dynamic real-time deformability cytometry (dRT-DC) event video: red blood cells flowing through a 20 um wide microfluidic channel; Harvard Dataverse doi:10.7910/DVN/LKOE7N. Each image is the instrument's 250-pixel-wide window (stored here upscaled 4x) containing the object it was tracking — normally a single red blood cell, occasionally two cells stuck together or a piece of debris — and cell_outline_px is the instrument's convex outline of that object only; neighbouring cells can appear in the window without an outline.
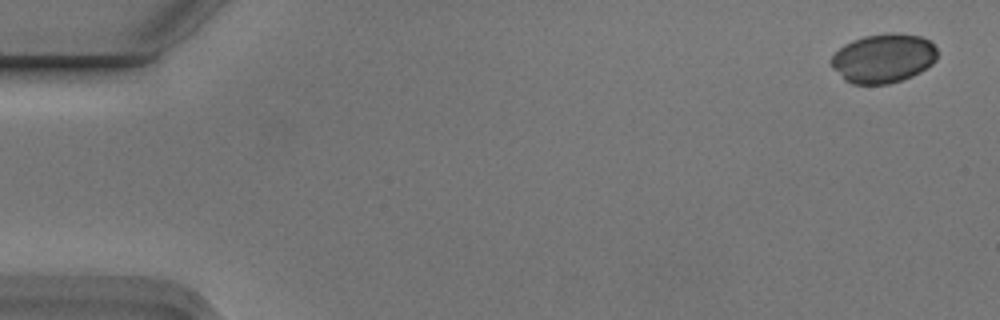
{"species": "Egyptian fruit bat (a non-hibernating species)", "species_latin": "Rousettus aegyptiacus", "temperature_condition": "cold", "stored_images_in_passage": 5, "camera_frame_rate_fps": 3000, "um_per_image_px": 0.085, "animal": {"sex": "male"}, "frame": {"image": 1, "passage_image": 1, "time_ms": 0.0, "image_size_px": [1000, 320], "cell_outline_px": [[936, 60], [932, 64], [920, 72], [912, 76], [888, 84], [852, 84], [844, 80], [832, 68], [832, 56], [844, 44], [852, 40], [864, 36], [888, 32], [896, 32], [920, 36], [928, 40], [936, 48]], "centroid_in_image_um": [75.07, 4.95], "position_along_channel_um": 9.9, "area_um2": 30.4}}